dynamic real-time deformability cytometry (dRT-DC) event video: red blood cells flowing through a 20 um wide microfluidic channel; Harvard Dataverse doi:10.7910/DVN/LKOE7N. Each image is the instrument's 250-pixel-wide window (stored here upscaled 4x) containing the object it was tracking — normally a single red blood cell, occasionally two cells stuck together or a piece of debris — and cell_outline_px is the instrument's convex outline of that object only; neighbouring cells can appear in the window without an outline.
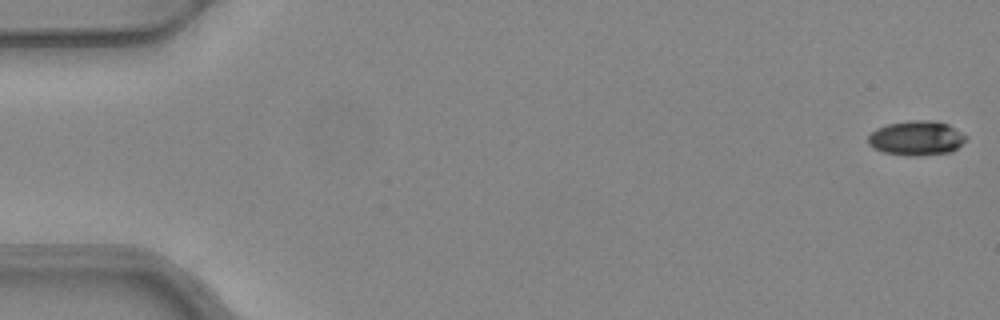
{"species": "common noctule bat (a hibernating species)", "species_latin": "Nyctalus noctula", "temperature_condition": "warm", "stored_images_in_passage": 6, "camera_frame_rate_fps": 3000, "um_per_image_px": 0.085, "animal": {"sex": "female", "body_mass_g": 24.6, "forearm_length_mm": 56.2}, "frame": {"image": 1, "passage_image": 1, "time_ms": 0.0, "image_size_px": [1000, 320], "cell_outline_px": [[968, 136], [952, 152], [916, 156], [908, 156], [884, 152], [872, 148], [868, 144], [868, 136], [876, 128], [888, 124], [912, 120], [928, 120], [948, 124]], "centroid_in_image_um": [77.87, 11.74], "position_along_channel_um": 7.1, "area_um2": 19.65}}
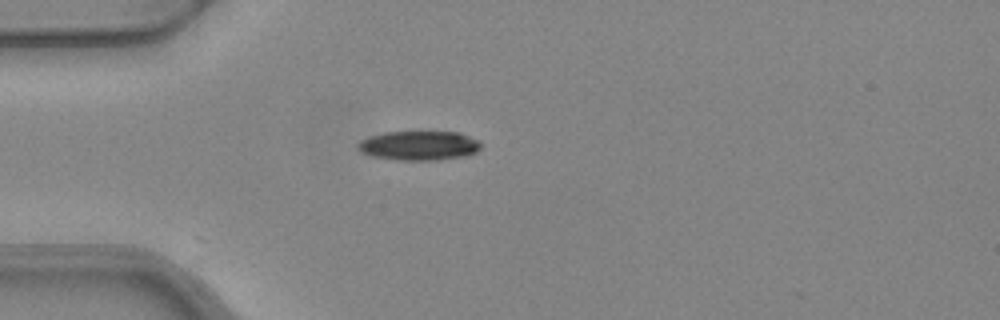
{"frame": {"image": 2, "passage_image": 5, "time_ms": 1.333, "image_size_px": [1000, 320], "cell_outline_px": [[480, 148], [476, 152], [464, 156], [436, 160], [396, 160], [372, 156], [360, 152], [356, 148], [356, 144], [360, 140], [368, 136], [384, 132], [460, 132], [480, 140]], "centroid_in_image_um": [35.58, 12.37], "position_along_channel_um": 49.4, "area_um2": 21.27}}